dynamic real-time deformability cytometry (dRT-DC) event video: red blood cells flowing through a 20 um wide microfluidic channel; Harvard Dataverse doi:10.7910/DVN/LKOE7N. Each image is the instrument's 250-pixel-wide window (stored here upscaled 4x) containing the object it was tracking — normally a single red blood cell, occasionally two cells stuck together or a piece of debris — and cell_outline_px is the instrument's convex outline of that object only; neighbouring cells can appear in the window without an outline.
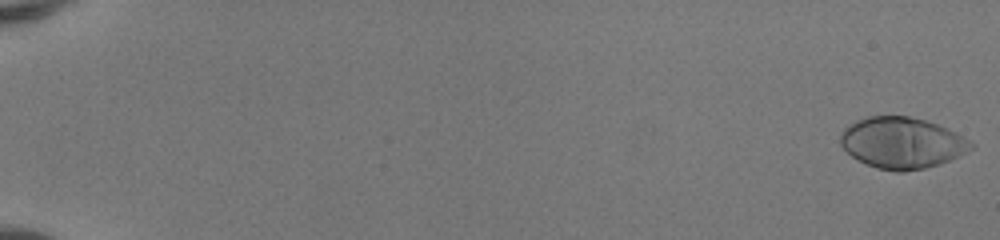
{"species": "human", "species_latin": "Homo sapiens", "temperature_condition": "room temperature", "stored_images_in_passage": 52, "camera_frame_rate_fps": 3000, "um_per_image_px": 0.085, "donor": {"sex": "female"}, "frame": {"image": 1, "passage_image": 1, "time_ms": 0.0, "image_size_px": [1000, 240], "cell_outline_px": [[976, 148], [948, 160], [924, 168], [904, 172], [896, 172], [876, 168], [852, 156], [840, 144], [840, 136], [844, 128], [856, 120], [868, 116], [908, 116], [924, 120], [948, 128], [956, 132], [976, 144]], "centroid_in_image_um": [76.68, 12.14], "position_along_channel_um": 8.3, "area_um2": 38.84}}
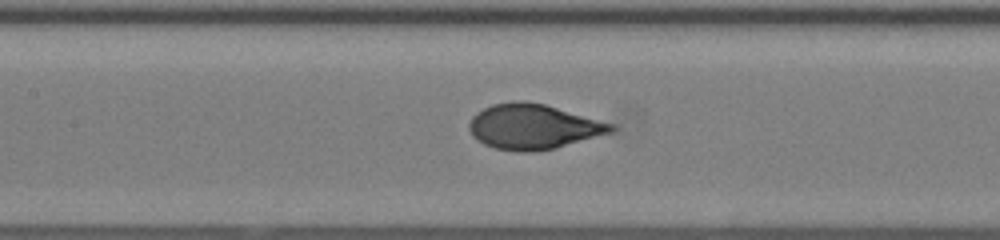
{"frame": {"image": 2, "passage_image": 27, "time_ms": 8.667, "image_size_px": [1000, 240], "cell_outline_px": [[616, 128], [612, 132], [556, 148], [536, 152], [516, 152], [496, 148], [484, 144], [472, 136], [468, 128], [468, 124], [472, 116], [476, 112], [492, 104], [516, 100], [524, 100], [544, 104], [616, 124]], "centroid_in_image_um": [45.32, 10.76], "position_along_channel_um": 162.1, "area_um2": 37.57}}
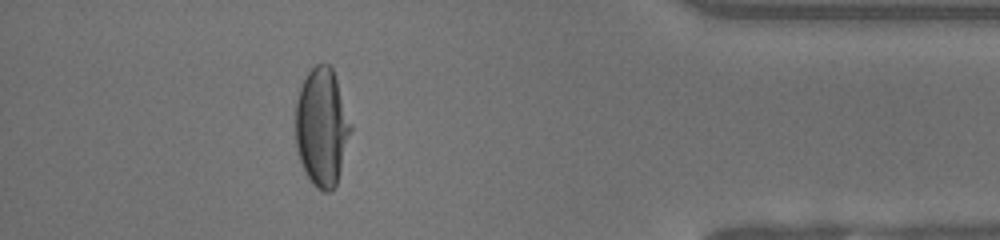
{"frame": {"image": 3, "passage_image": 47, "time_ms": 15.333, "image_size_px": [1000, 240], "cell_outline_px": [[352, 128], [336, 184], [332, 192], [324, 192], [316, 188], [312, 184], [304, 172], [296, 148], [296, 100], [300, 88], [308, 72], [316, 64], [328, 64], [332, 68], [352, 124]], "centroid_in_image_um": [27.35, 10.84], "position_along_channel_um": 407.8, "area_um2": 37.86}, "authors_computed_cell_mechanics": {"area_um2": 37.4255, "velocity_mm_per_s": 4.1693, "shape_relaxation_time_tau1_ms": 4.0812, "shape_relaxation_time_tau2_ms": null, "deformation_change_tau1": 0.2343, "deformation_change_tau2": null}}